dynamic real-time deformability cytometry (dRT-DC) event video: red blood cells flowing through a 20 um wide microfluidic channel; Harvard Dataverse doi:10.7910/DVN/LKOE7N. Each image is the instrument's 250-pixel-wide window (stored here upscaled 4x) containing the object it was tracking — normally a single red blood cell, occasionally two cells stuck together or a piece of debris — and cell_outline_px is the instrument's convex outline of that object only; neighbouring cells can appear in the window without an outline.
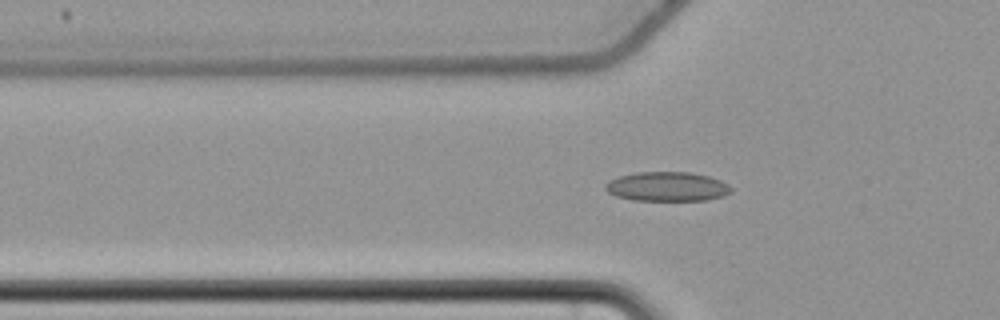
{"species": "common noctule bat (a hibernating species)", "species_latin": "Nyctalus noctula", "temperature_condition": "cold", "stored_images_in_passage": 52, "camera_frame_rate_fps": 3000, "um_per_image_px": 0.085, "animal": {"sex": "female", "body_mass_g": 22.7, "forearm_length_mm": 54.2}, "frame": {"image": 1, "passage_image": 17, "time_ms": 5.333, "image_size_px": [1000, 320], "cell_outline_px": [[732, 192], [724, 196], [708, 200], [632, 200], [616, 196], [608, 192], [604, 188], [604, 184], [608, 180], [620, 176], [636, 172], [688, 172], [708, 176], [720, 180], [728, 184], [732, 188]], "centroid_in_image_um": [56.7, 15.86], "position_along_channel_um": 69.1, "area_um2": 21.62}}
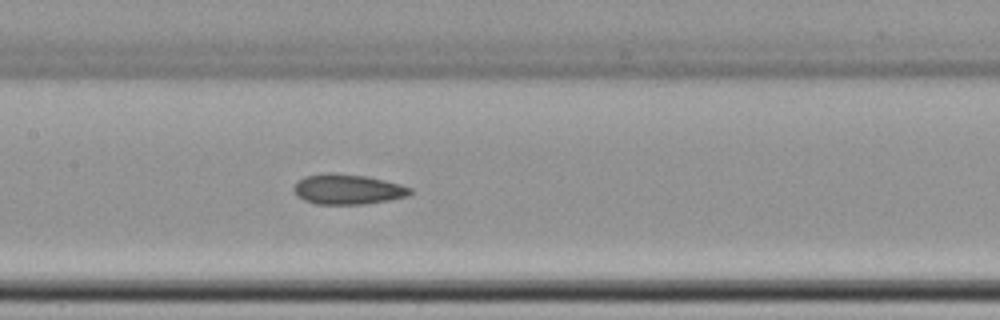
{"frame": {"image": 2, "passage_image": 26, "time_ms": 8.333, "image_size_px": [1000, 320], "cell_outline_px": [[412, 192], [408, 196], [368, 204], [316, 204], [304, 200], [296, 196], [292, 188], [304, 176], [324, 172], [328, 172], [368, 176], [400, 184], [412, 188]], "centroid_in_image_um": [29.54, 16.08], "position_along_channel_um": 177.9, "area_um2": 20.63}}
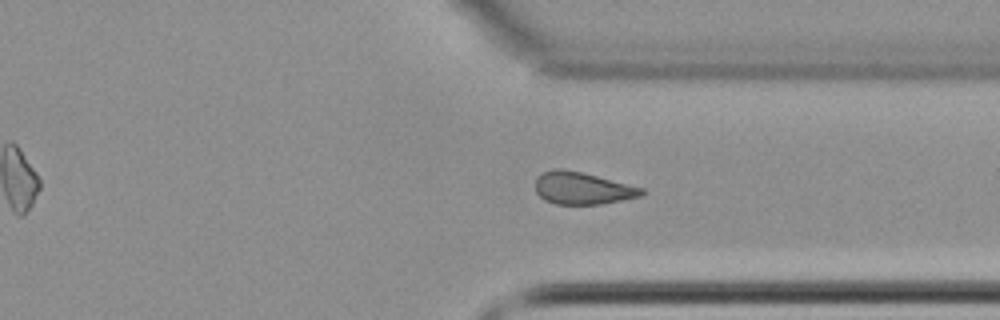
{"frame": {"image": 3, "passage_image": 41, "time_ms": 13.333, "image_size_px": [1000, 320], "cell_outline_px": [[644, 192], [640, 196], [600, 204], [556, 204], [544, 200], [536, 192], [536, 176], [544, 172], [556, 168], [560, 168], [580, 172], [644, 188]], "centroid_in_image_um": [49.46, 16.0], "position_along_channel_um": 361.9, "area_um2": 19.65}}